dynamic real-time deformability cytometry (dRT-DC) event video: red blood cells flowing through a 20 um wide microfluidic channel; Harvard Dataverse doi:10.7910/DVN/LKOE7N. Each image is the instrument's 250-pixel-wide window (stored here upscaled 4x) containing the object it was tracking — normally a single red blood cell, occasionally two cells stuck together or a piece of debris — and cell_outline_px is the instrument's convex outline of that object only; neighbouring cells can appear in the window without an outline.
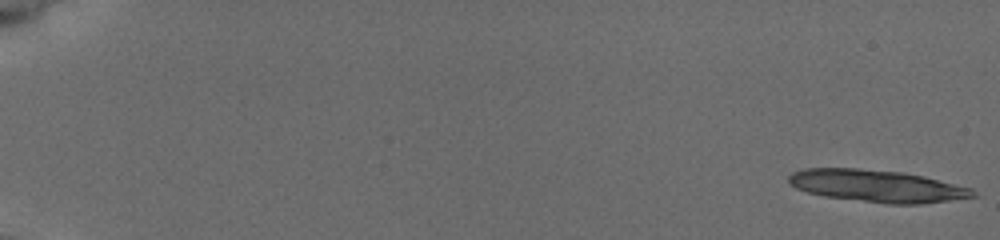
{"species": "common noctule bat (a hibernating species)", "species_latin": "Nyctalus noctula", "temperature_condition": "cold", "stored_images_in_passage": 18, "camera_frame_rate_fps": 3000, "um_per_image_px": 0.085, "animal": {"sex": "female", "body_mass_g": 19.5, "forearm_length_mm": 54.1}, "frame": {"image": 1, "passage_image": 1, "time_ms": 0.0, "image_size_px": [1000, 240], "cell_outline_px": [[980, 196], [920, 204], [888, 204], [824, 196], [808, 192], [796, 188], [788, 180], [788, 176], [792, 172], [804, 168], [856, 168], [904, 172], [924, 176], [972, 188]], "centroid_in_image_um": [74.58, 15.8], "position_along_channel_um": 10.4, "area_um2": 34.68}}